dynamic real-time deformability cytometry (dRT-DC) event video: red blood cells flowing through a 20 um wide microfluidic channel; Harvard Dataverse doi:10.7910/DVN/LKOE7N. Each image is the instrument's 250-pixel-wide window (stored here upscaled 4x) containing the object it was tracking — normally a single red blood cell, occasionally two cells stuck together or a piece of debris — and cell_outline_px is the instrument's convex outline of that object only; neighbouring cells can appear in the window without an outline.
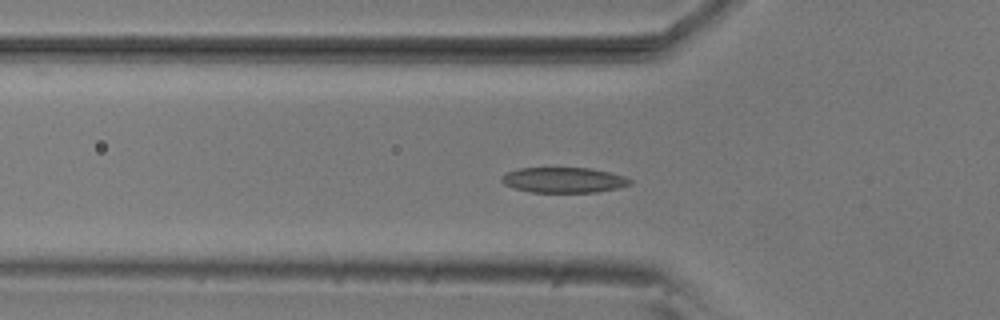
{"species": "common noctule bat (a hibernating species)", "species_latin": "Nyctalus noctula", "temperature_condition": "room temperature", "stored_images_in_passage": 41, "camera_frame_rate_fps": 3000, "um_per_image_px": 0.085, "animal": {"sex": "male", "body_mass_g": 20.5, "forearm_length_mm": 52.5}, "frame": {"image": 1, "passage_image": 3, "time_ms": 0.667, "image_size_px": [1000, 320], "cell_outline_px": [[632, 184], [616, 188], [596, 192], [532, 192], [516, 188], [504, 184], [500, 180], [500, 176], [508, 172], [520, 168], [592, 168], [624, 176], [632, 180]], "centroid_in_image_um": [47.91, 15.3], "position_along_channel_um": 77.9, "area_um2": 18.84}}
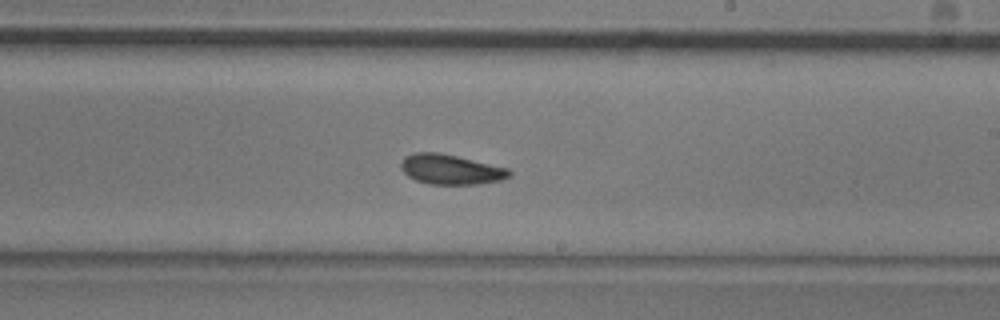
{"frame": {"image": 2, "passage_image": 17, "time_ms": 5.333, "image_size_px": [1000, 320], "cell_outline_px": [[512, 176], [500, 180], [476, 184], [428, 184], [416, 180], [408, 176], [400, 168], [400, 164], [404, 156], [416, 152], [436, 152], [456, 156], [508, 168], [512, 172]], "centroid_in_image_um": [38.29, 14.4], "position_along_channel_um": 250.7, "area_um2": 18.84}}
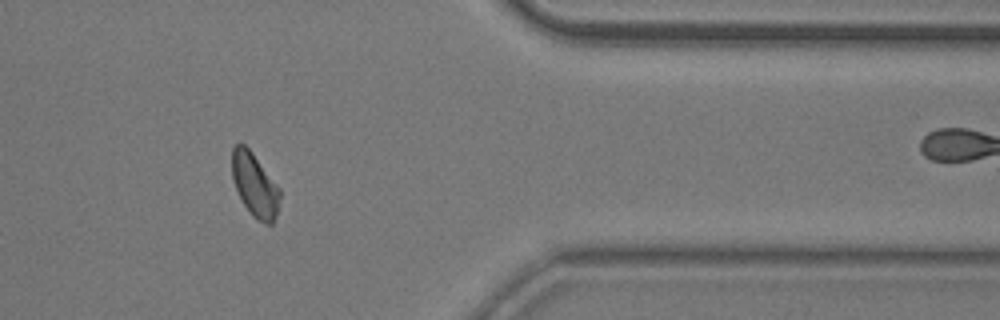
{"frame": {"image": 3, "passage_image": 30, "time_ms": 9.667, "image_size_px": [1000, 320], "cell_outline_px": [[280, 196], [276, 216], [272, 224], [264, 224], [256, 220], [252, 216], [244, 204], [232, 180], [232, 148], [236, 144], [244, 144], [252, 152], [280, 188]], "centroid_in_image_um": [21.66, 15.74], "position_along_channel_um": 389.7, "area_um2": 17.69}, "authors_computed_cell_mechanics": {"area_um2": 18.5538, "velocity_mm_per_s": 3.6833, "shape_relaxation_time_tau1_ms": 5.7042, "shape_relaxation_time_tau2_ms": 2.5007, "deformation_change_tau1": 0.1384, "deformation_change_tau2": 0.0901}}